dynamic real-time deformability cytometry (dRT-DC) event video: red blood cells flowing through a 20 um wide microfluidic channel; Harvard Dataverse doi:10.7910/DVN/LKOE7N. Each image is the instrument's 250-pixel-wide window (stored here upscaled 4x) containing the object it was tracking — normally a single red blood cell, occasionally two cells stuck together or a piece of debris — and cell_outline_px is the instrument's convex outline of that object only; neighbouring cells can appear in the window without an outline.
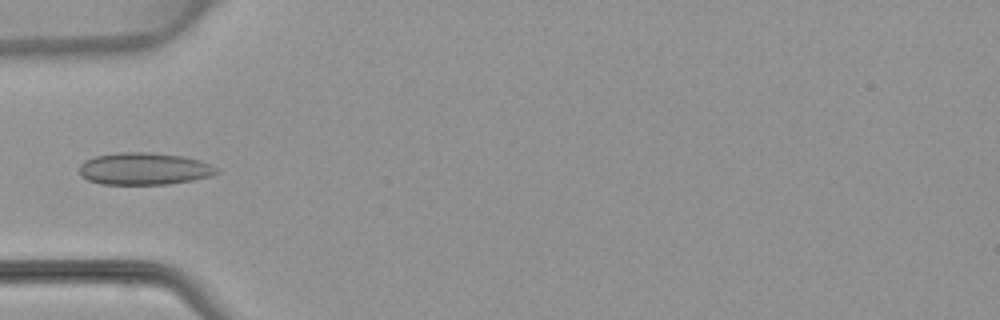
{"species": "common noctule bat (a hibernating species)", "species_latin": "Nyctalus noctula", "temperature_condition": "warm", "stored_images_in_passage": 4, "camera_frame_rate_fps": 3000, "um_per_image_px": 0.085, "animal": {"sex": "female", "body_mass_g": 22.7, "forearm_length_mm": 54.2}, "frame": {"image": 1, "passage_image": 4, "time_ms": 4.0, "image_size_px": [1000, 320], "cell_outline_px": [[220, 172], [212, 176], [192, 180], [168, 184], [100, 184], [88, 180], [80, 176], [80, 164], [84, 160], [96, 156], [116, 152], [152, 152], [180, 156], [200, 160], [212, 164], [220, 168]], "centroid_in_image_um": [12.28, 14.34], "position_along_channel_um": 72.7, "area_um2": 26.01}}